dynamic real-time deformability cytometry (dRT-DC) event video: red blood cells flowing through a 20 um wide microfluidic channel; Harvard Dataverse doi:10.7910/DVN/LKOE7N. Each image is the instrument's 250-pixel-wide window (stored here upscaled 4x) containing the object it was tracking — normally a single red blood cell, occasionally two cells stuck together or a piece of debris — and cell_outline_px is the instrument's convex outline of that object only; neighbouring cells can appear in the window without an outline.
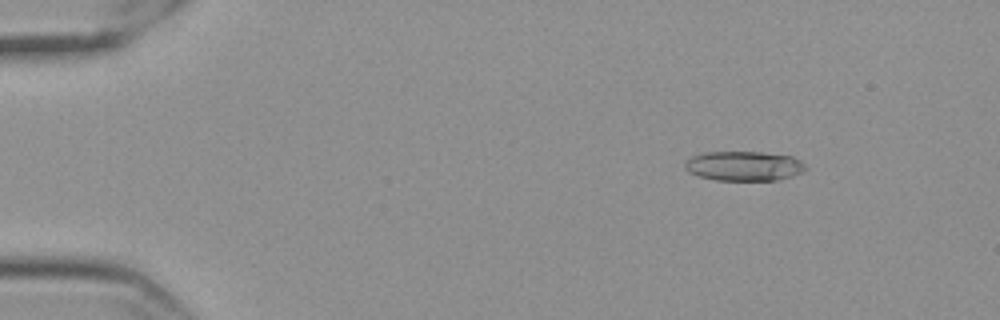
{"species": "Egyptian fruit bat (a non-hibernating species)", "species_latin": "Rousettus aegyptiacus", "temperature_condition": "cold", "stored_images_in_passage": 51, "camera_frame_rate_fps": 3000, "um_per_image_px": 0.085, "frame": {"image": 1, "passage_image": 1, "time_ms": 0.0, "image_size_px": [1000, 320], "cell_outline_px": [[808, 168], [804, 172], [792, 176], [776, 180], [716, 180], [700, 176], [688, 172], [684, 168], [684, 164], [692, 156], [704, 152], [760, 152], [792, 156], [800, 160]], "centroid_in_image_um": [63.25, 14.11], "position_along_channel_um": 21.7, "area_um2": 20.87}}
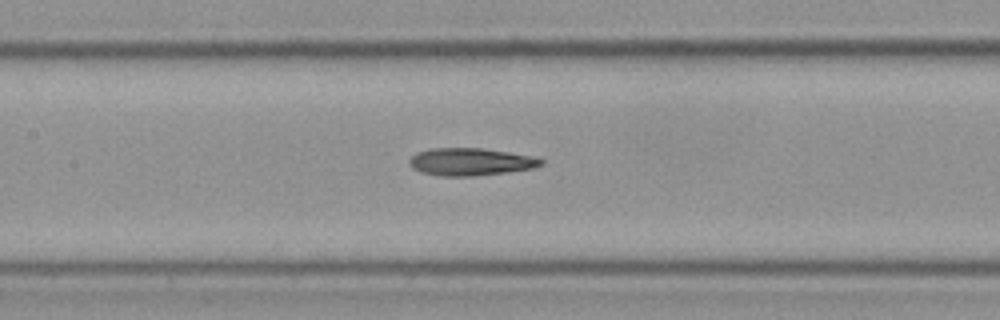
{"frame": {"image": 2, "passage_image": 21, "time_ms": 6.667, "image_size_px": [1000, 320], "cell_outline_px": [[544, 164], [536, 168], [472, 176], [444, 176], [420, 172], [412, 168], [408, 164], [408, 160], [416, 152], [432, 148], [480, 148], [536, 156], [544, 160]], "centroid_in_image_um": [40.01, 13.75], "position_along_channel_um": 167.4, "area_um2": 21.21}}
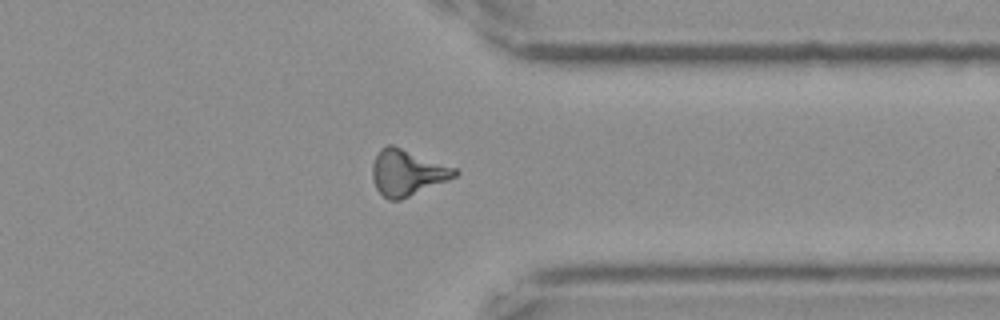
{"frame": {"image": 3, "passage_image": 39, "time_ms": 12.667, "image_size_px": [1000, 320], "cell_outline_px": [[460, 172], [456, 176], [448, 180], [400, 200], [388, 200], [376, 188], [372, 176], [372, 164], [380, 148], [388, 144], [392, 144], [456, 168]], "centroid_in_image_um": [34.6, 14.66], "position_along_channel_um": 376.8, "area_um2": 21.96}, "authors_computed_cell_mechanics": {"area_um2": 20.808, "velocity_mm_per_s": 3.5474, "shape_relaxation_time_tau1_ms": 8.8409, "shape_relaxation_time_tau2_ms": 7.251, "deformation_change_tau1": 0.2211, "deformation_change_tau2": 0.2115}}